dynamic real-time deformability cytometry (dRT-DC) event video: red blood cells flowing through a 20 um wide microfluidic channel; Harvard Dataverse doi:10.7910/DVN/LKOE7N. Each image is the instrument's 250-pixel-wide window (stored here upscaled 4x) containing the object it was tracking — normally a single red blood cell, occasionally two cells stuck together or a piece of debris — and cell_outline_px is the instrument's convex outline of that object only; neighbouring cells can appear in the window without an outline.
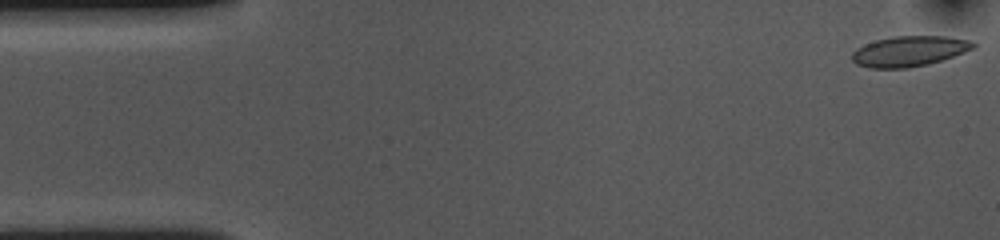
{"species": "common noctule bat (a hibernating species)", "species_latin": "Nyctalus noctula", "temperature_condition": "cold", "stored_images_in_passage": 54, "camera_frame_rate_fps": 3000, "um_per_image_px": 0.085, "animal": {"sex": "female", "body_mass_g": 10.0, "forearm_length_mm": 53.1}, "frame": {"image": 1, "passage_image": 1, "time_ms": 0.0, "image_size_px": [1000, 240], "cell_outline_px": [[976, 48], [928, 64], [908, 68], [868, 68], [856, 64], [852, 60], [852, 52], [856, 48], [864, 44], [876, 40], [896, 36], [944, 36], [968, 40], [976, 44]], "centroid_in_image_um": [77.25, 4.35], "position_along_channel_um": 7.8, "area_um2": 21.39}}
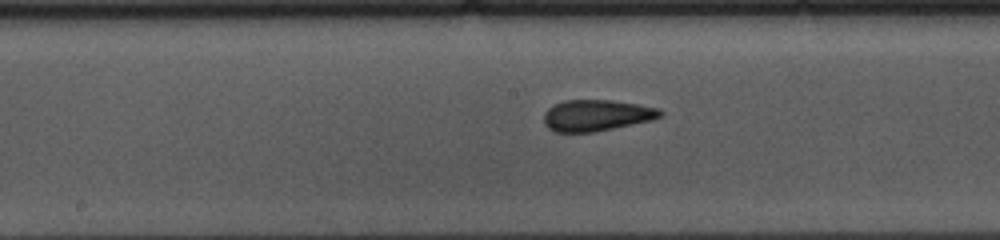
{"frame": {"image": 2, "passage_image": 26, "time_ms": 8.333, "image_size_px": [1000, 240], "cell_outline_px": [[664, 116], [652, 120], [592, 132], [556, 132], [548, 128], [544, 124], [544, 112], [552, 104], [564, 100], [612, 100], [660, 108], [664, 112]], "centroid_in_image_um": [50.7, 9.79], "position_along_channel_um": 197.5, "area_um2": 21.33}}
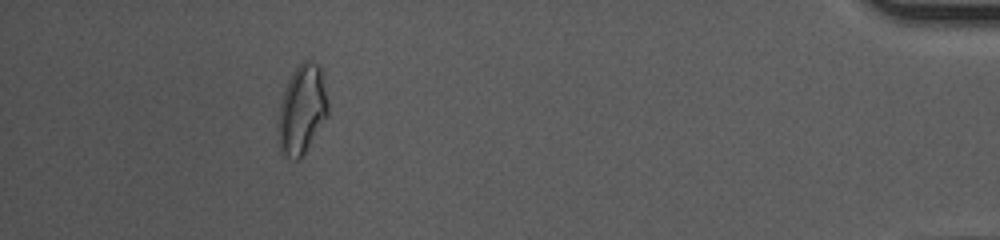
{"frame": {"image": 3, "passage_image": 49, "time_ms": 16.0, "image_size_px": [1000, 240], "cell_outline_px": [[328, 116], [304, 152], [296, 160], [284, 156], [280, 152], [276, 124], [280, 100], [284, 88], [292, 72], [304, 60], [308, 60], [320, 64], [328, 104]], "centroid_in_image_um": [25.63, 9.3], "position_along_channel_um": 409.6, "area_um2": 26.13}, "authors_computed_cell_mechanics": {"area_um2": 21.4727, "velocity_mm_per_s": 3.6072, "shape_relaxation_time_tau1_ms": 5.7349, "shape_relaxation_time_tau2_ms": 1.6424, "deformation_change_tau1": 0.1311, "deformation_change_tau2": 0.0629}}